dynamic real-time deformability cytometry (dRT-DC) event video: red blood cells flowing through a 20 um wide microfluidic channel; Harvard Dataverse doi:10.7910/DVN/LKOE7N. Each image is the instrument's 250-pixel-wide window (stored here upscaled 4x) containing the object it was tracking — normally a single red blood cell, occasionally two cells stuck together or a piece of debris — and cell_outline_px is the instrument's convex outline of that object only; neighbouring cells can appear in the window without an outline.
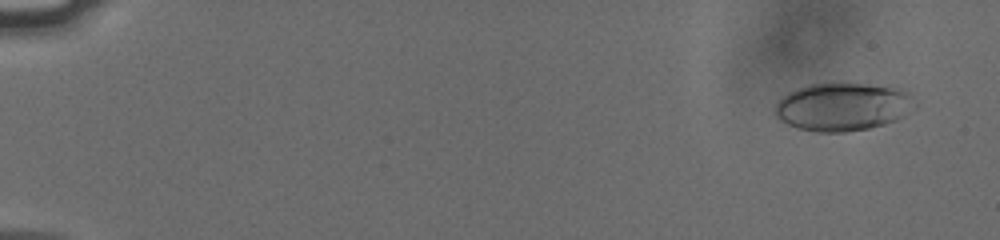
{"species": "human", "species_latin": "Homo sapiens", "temperature_condition": "cold", "stored_images_in_passage": 56, "camera_frame_rate_fps": 3000, "um_per_image_px": 0.085, "donor": {"sex": "male"}, "frame": {"image": 1, "passage_image": 4, "time_ms": 1.0, "image_size_px": [1000, 240], "cell_outline_px": [[916, 108], [904, 116], [896, 120], [884, 124], [868, 128], [844, 132], [816, 132], [796, 128], [780, 120], [776, 116], [776, 104], [788, 92], [796, 88], [808, 84], [864, 84], [908, 88], [912, 92], [916, 104]], "centroid_in_image_um": [71.72, 9.07], "position_along_channel_um": 13.3, "area_um2": 39.54}}
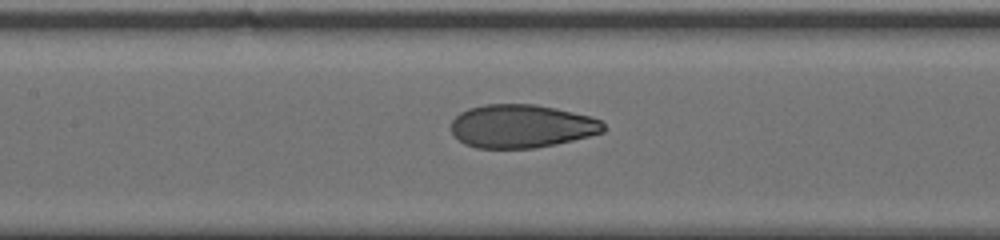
{"frame": {"image": 2, "passage_image": 29, "time_ms": 9.333, "image_size_px": [1000, 240], "cell_outline_px": [[608, 128], [604, 132], [556, 144], [536, 148], [476, 148], [464, 144], [452, 132], [452, 120], [460, 112], [468, 108], [484, 104], [536, 104], [556, 108], [592, 116], [600, 120]], "centroid_in_image_um": [44.36, 10.72], "position_along_channel_um": 163.0, "area_um2": 38.67}}
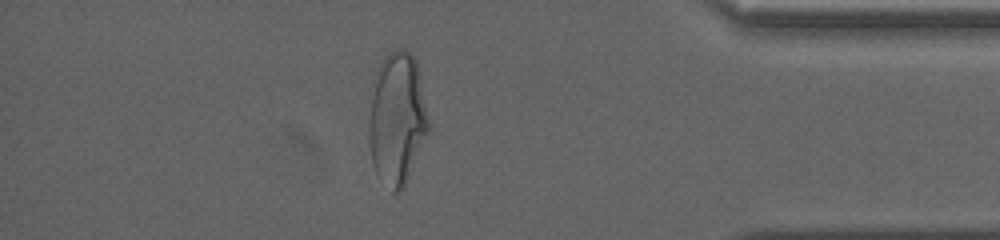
{"frame": {"image": 3, "passage_image": 50, "time_ms": 16.333, "image_size_px": [1000, 240], "cell_outline_px": [[428, 132], [408, 176], [404, 184], [396, 192], [392, 192], [376, 176], [372, 164], [368, 140], [368, 124], [372, 80], [380, 64], [388, 52], [396, 48], [404, 48], [416, 60], [428, 116]], "centroid_in_image_um": [33.7, 10.06], "position_along_channel_um": 401.5, "area_um2": 46.01}, "authors_computed_cell_mechanics": {"area_um2": 39.2751, "velocity_mm_per_s": 3.7972, "shape_relaxation_time_tau1_ms": 5.8123, "shape_relaxation_time_tau2_ms": 0.9931, "deformation_change_tau1": 0.1966, "deformation_change_tau2": 0.0678}}